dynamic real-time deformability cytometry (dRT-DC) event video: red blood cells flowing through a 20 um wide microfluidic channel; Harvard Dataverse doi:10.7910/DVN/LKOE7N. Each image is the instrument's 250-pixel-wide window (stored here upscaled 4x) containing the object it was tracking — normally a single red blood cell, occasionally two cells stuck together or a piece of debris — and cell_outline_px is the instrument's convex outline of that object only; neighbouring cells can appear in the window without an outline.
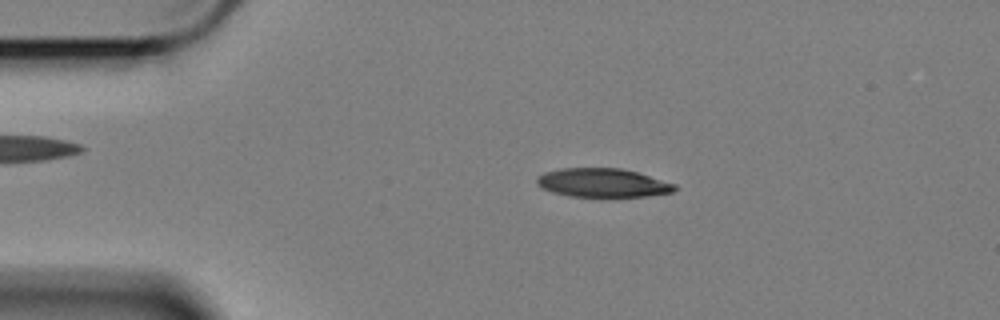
{"species": "Egyptian fruit bat (a non-hibernating species)", "species_latin": "Rousettus aegyptiacus", "temperature_condition": "cold", "stored_images_in_passage": 59, "camera_frame_rate_fps": 3000, "um_per_image_px": 0.085, "animal": {"sex": "female"}, "frame": {"image": 1, "passage_image": 12, "time_ms": 3.667, "image_size_px": [1000, 320], "cell_outline_px": [[680, 188], [672, 192], [648, 196], [572, 196], [552, 192], [536, 184], [536, 176], [544, 172], [560, 168], [620, 168], [636, 172], [676, 184]], "centroid_in_image_um": [51.22, 15.53], "position_along_channel_um": 33.8, "area_um2": 23.0}}
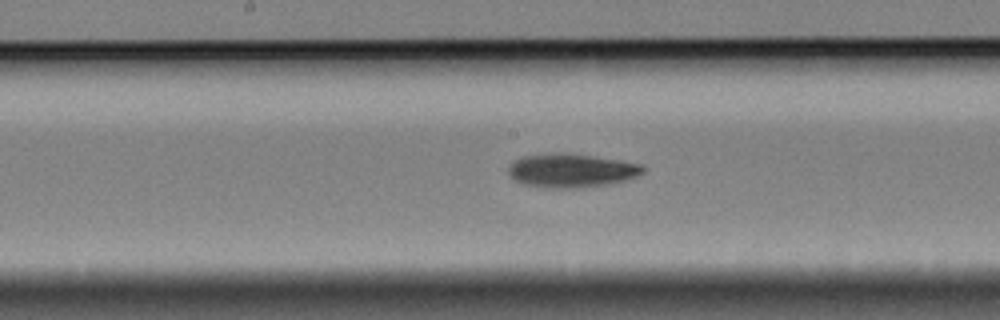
{"frame": {"image": 2, "passage_image": 30, "time_ms": 9.667, "image_size_px": [1000, 320], "cell_outline_px": [[644, 172], [628, 180], [608, 184], [580, 188], [544, 188], [520, 184], [512, 180], [508, 172], [508, 168], [516, 160], [524, 156], [592, 156], [620, 160], [644, 164]], "centroid_in_image_um": [48.6, 14.56], "position_along_channel_um": 199.6, "area_um2": 25.72}}
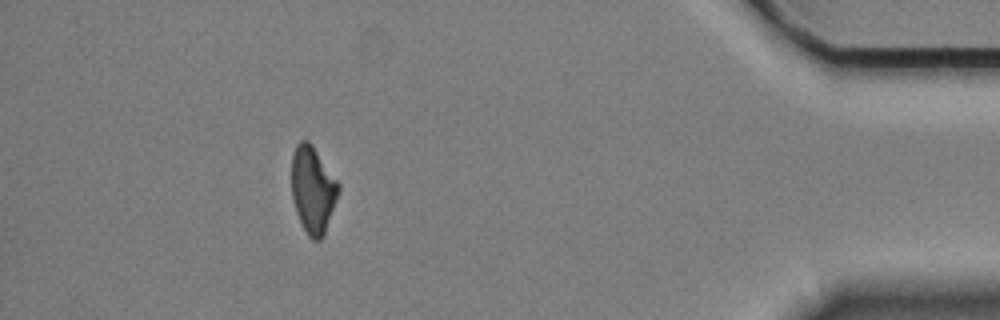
{"frame": {"image": 3, "passage_image": 53, "time_ms": 17.333, "image_size_px": [1000, 320], "cell_outline_px": [[340, 192], [324, 236], [320, 240], [312, 240], [308, 236], [296, 212], [292, 196], [292, 152], [296, 144], [300, 140], [308, 140], [312, 144], [340, 184]], "centroid_in_image_um": [26.61, 16.12], "position_along_channel_um": 408.6, "area_um2": 23.93}, "authors_computed_cell_mechanics": {"area_um2": 24.9696, "velocity_mm_per_s": 3.4108, "shape_relaxation_time_tau1_ms": 4.3972, "shape_relaxation_time_tau2_ms": null, "deformation_change_tau1": 0.1344, "deformation_change_tau2": null}}